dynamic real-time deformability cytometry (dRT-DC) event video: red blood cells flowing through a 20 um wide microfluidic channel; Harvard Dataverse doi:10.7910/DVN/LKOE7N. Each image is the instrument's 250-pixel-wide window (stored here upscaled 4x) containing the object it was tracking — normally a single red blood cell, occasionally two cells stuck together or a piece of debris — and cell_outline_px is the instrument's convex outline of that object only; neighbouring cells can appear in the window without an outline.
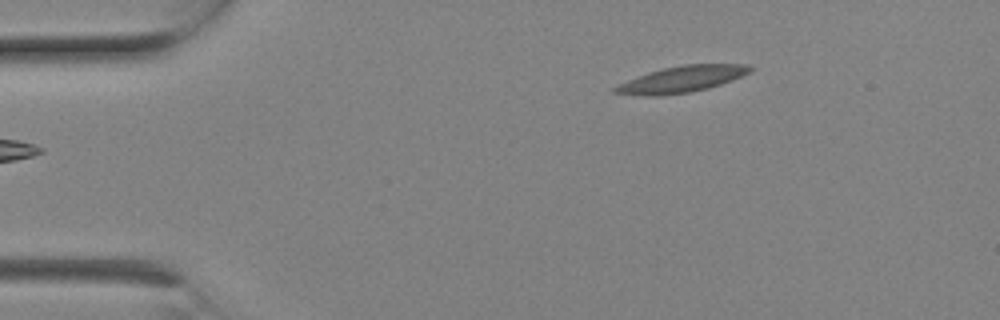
{"species": "Egyptian fruit bat (a non-hibernating species)", "species_latin": "Rousettus aegyptiacus", "temperature_condition": "room temperature", "stored_images_in_passage": 5, "camera_frame_rate_fps": 3000, "um_per_image_px": 0.085, "animal": {"sex": "female"}, "frame": {"image": 1, "passage_image": 5, "time_ms": 1.333, "image_size_px": [1000, 320], "cell_outline_px": [[752, 68], [748, 72], [732, 80], [708, 88], [692, 92], [660, 96], [644, 96], [612, 92], [612, 88], [628, 80], [648, 72], [664, 68], [684, 64], [748, 64]], "centroid_in_image_um": [57.92, 6.74], "position_along_channel_um": 27.1, "area_um2": 20.52}}